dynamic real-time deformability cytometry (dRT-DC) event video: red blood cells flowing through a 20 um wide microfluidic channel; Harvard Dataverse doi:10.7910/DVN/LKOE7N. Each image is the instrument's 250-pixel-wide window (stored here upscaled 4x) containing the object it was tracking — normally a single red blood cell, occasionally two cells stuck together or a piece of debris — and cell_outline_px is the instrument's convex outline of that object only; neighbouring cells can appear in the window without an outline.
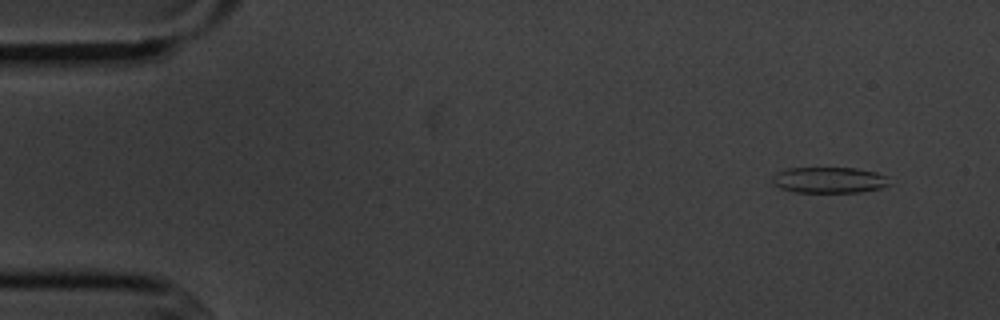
{"species": "common noctule bat (a hibernating species)", "species_latin": "Nyctalus noctula", "temperature_condition": "cold", "stored_images_in_passage": 4, "camera_frame_rate_fps": 3000, "um_per_image_px": 0.085, "animal": {"sex": "male", "body_mass_g": 20.1, "forearm_length_mm": 53.5}, "frame": {"image": 1, "passage_image": 1, "time_ms": 0.0, "image_size_px": [1000, 320], "cell_outline_px": [[892, 184], [880, 188], [860, 192], [796, 192], [780, 188], [772, 180], [772, 176], [776, 172], [788, 168], [856, 168], [876, 172], [884, 176]], "centroid_in_image_um": [70.47, 15.3], "position_along_channel_um": 14.5, "area_um2": 17.63}}